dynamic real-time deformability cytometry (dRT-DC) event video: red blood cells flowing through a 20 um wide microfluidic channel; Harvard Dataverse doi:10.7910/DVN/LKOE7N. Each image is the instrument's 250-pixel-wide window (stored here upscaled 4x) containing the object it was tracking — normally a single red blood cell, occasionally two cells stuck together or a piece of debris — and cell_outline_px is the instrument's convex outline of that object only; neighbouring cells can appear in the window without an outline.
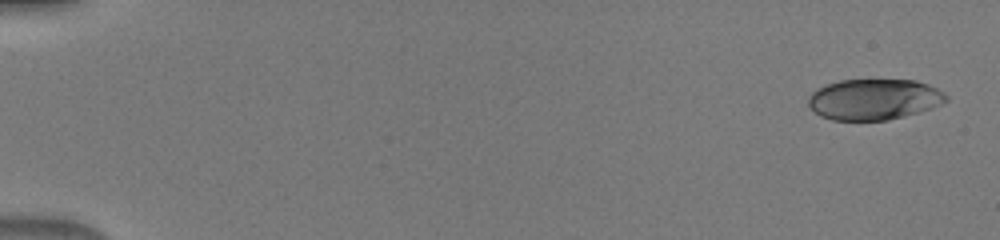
{"species": "human", "species_latin": "Homo sapiens", "temperature_condition": "warm", "stored_images_in_passage": 11, "camera_frame_rate_fps": 3000, "um_per_image_px": 0.085, "donor": {"sex": "male"}, "frame": {"image": 1, "passage_image": 1, "time_ms": 0.0, "image_size_px": [1000, 240], "cell_outline_px": [[948, 100], [932, 108], [888, 120], [832, 120], [820, 116], [808, 104], [808, 96], [816, 88], [840, 80], [916, 80], [928, 84], [944, 92], [948, 96]], "centroid_in_image_um": [74.29, 8.44], "position_along_channel_um": 10.7, "area_um2": 32.77}}